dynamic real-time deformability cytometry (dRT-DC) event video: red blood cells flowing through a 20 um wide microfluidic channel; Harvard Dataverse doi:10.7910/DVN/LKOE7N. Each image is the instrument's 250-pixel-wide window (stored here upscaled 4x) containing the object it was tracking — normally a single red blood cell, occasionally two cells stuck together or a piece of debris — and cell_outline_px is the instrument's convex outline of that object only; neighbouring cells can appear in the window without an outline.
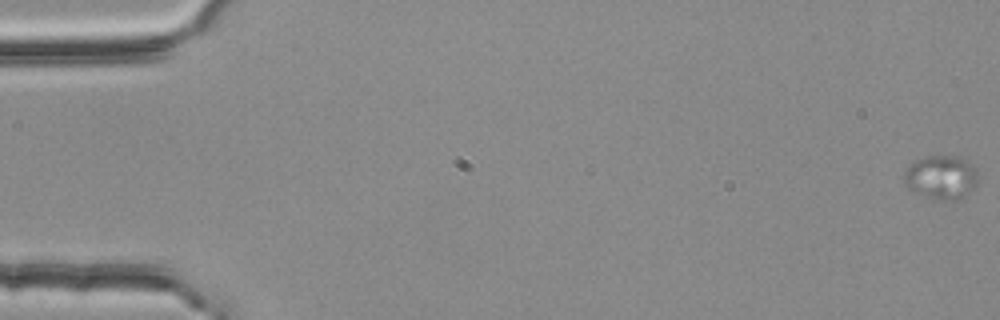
{"species": "common noctule bat (a hibernating species)", "species_latin": "Nyctalus noctula", "temperature_condition": "room temperature", "stored_images_in_passage": 57, "camera_frame_rate_fps": 3000, "um_per_image_px": 0.085, "animal": {"sex": "female", "body_mass_g": 25.1}, "frame": {"image": 1, "passage_image": 1, "time_ms": 0.0, "image_size_px": [1000, 320], "cell_outline_px": [[976, 184], [968, 192], [956, 200], [940, 200], [916, 192], [908, 188], [904, 180], [904, 172], [916, 160], [924, 156], [956, 156], [968, 160], [976, 168]], "centroid_in_image_um": [80.0, 15.04], "position_along_channel_um": 5.0, "area_um2": 18.5}}
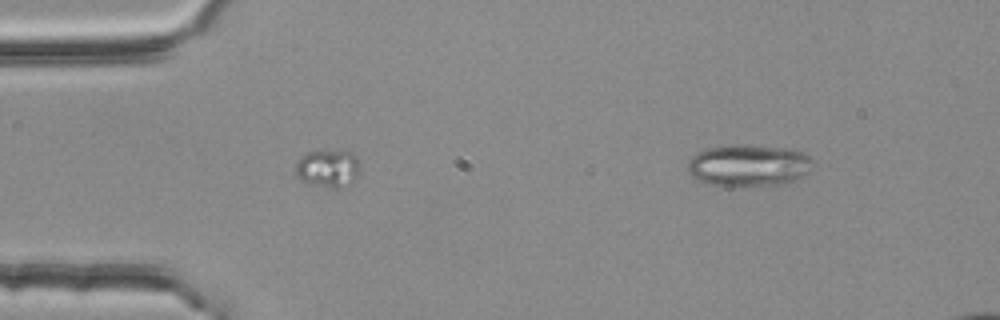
{"frame": {"image": 2, "passage_image": 18, "time_ms": 5.667, "image_size_px": [1000, 320], "cell_outline_px": [[360, 172], [356, 180], [352, 184], [340, 188], [332, 188], [300, 180], [296, 176], [296, 164], [308, 152], [324, 148], [352, 152], [356, 156], [360, 164]], "centroid_in_image_um": [27.95, 14.28], "position_along_channel_um": 57.0, "area_um2": 14.57}}
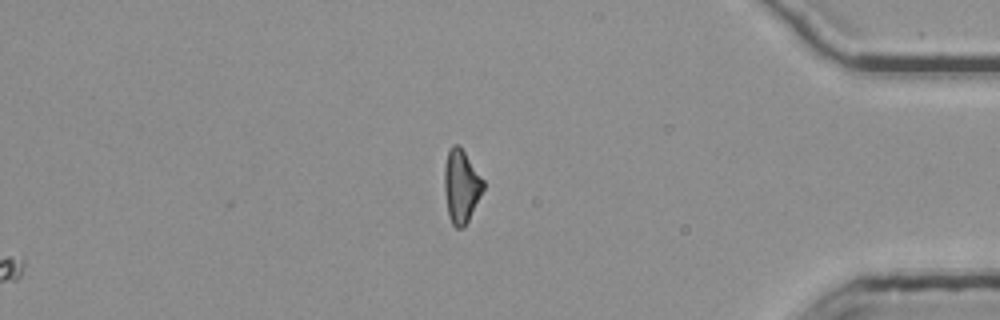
{"frame": {"image": 3, "passage_image": 57, "time_ms": 18.667, "image_size_px": [1000, 320], "cell_outline_px": [[484, 188], [464, 228], [456, 228], [452, 224], [448, 212], [444, 192], [444, 168], [448, 148], [452, 144], [456, 144], [464, 152], [484, 180]], "centroid_in_image_um": [39.18, 15.82], "position_along_channel_um": 396.0, "area_um2": 16.42}}